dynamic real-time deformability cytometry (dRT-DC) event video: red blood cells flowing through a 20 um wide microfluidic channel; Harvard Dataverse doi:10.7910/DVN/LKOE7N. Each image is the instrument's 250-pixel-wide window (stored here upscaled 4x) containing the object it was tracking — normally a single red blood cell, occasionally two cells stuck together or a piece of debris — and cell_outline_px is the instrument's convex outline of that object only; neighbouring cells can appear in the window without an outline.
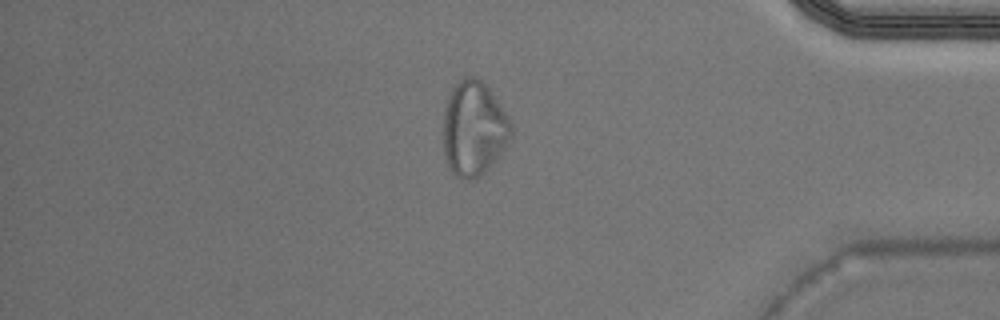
{"species": "Egyptian fruit bat (a non-hibernating species)", "species_latin": "Rousettus aegyptiacus", "temperature_condition": "warm", "stored_images_in_passage": 40, "camera_frame_rate_fps": 3000, "um_per_image_px": 0.085, "animal": {"sex": "male"}, "frame": {"image": 1, "passage_image": 34, "time_ms": 11.0, "image_size_px": [1000, 320], "cell_outline_px": [[512, 136], [504, 148], [484, 172], [480, 176], [472, 180], [468, 180], [456, 176], [448, 168], [444, 156], [444, 108], [448, 96], [452, 88], [460, 80], [468, 76], [472, 76], [480, 80], [488, 88], [508, 116], [512, 128]], "centroid_in_image_um": [40.25, 10.94], "position_along_channel_um": 394.9, "area_um2": 37.11}}